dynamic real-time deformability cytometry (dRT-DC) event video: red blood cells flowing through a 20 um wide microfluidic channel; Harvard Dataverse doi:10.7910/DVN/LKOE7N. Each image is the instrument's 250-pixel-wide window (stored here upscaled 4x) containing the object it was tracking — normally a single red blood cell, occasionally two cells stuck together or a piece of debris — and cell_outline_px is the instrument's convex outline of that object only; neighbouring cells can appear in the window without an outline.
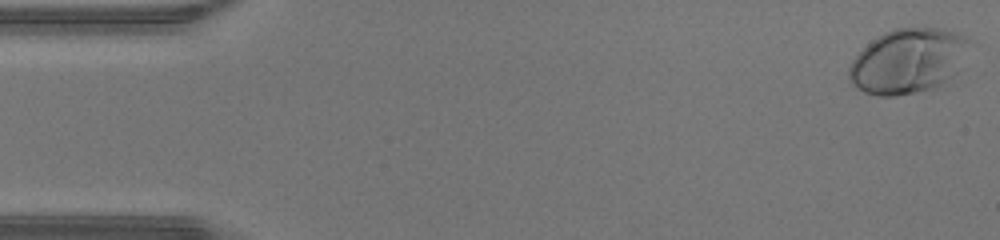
{"species": "human", "species_latin": "Homo sapiens", "temperature_condition": "warm", "stored_images_in_passage": 46, "camera_frame_rate_fps": 3000, "um_per_image_px": 0.085, "donor": {"sex": "male"}, "frame": {"image": 1, "passage_image": 1, "time_ms": 0.0, "image_size_px": [1000, 240], "cell_outline_px": [[972, 40], [956, 72], [948, 84], [936, 88], [896, 96], [876, 96], [864, 92], [856, 88], [852, 84], [848, 76], [848, 68], [852, 60], [872, 40], [884, 32], [896, 28], [940, 28], [964, 36]], "centroid_in_image_um": [77.18, 5.21], "position_along_channel_um": 7.8, "area_um2": 45.6}}
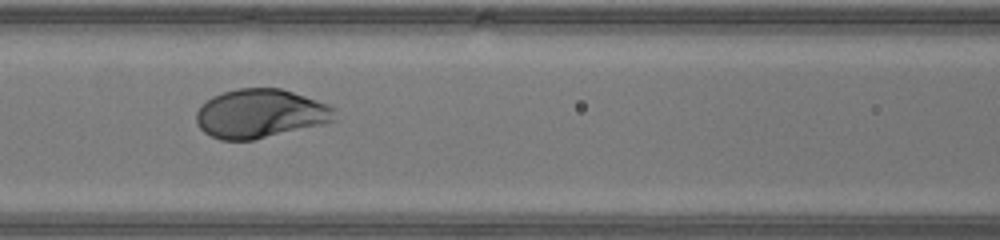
{"frame": {"image": 2, "passage_image": 20, "time_ms": 6.333, "image_size_px": [1000, 240], "cell_outline_px": [[336, 120], [320, 124], [252, 140], [220, 140], [204, 132], [196, 124], [196, 112], [212, 96], [224, 92], [240, 88], [280, 88], [328, 104], [336, 108]], "centroid_in_image_um": [22.12, 9.65], "position_along_channel_um": 144.5, "area_um2": 39.02}}
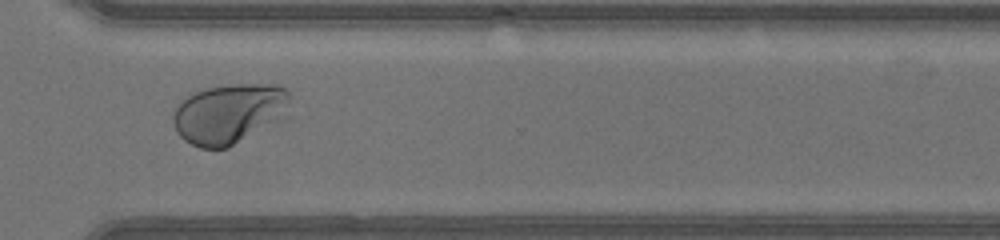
{"frame": {"image": 3, "passage_image": 34, "time_ms": 11.0, "image_size_px": [1000, 240], "cell_outline_px": [[292, 96], [280, 116], [276, 120], [228, 148], [200, 148], [184, 140], [176, 132], [172, 120], [172, 116], [176, 108], [188, 96], [196, 92], [208, 88], [228, 84], [280, 84], [288, 88]], "centroid_in_image_um": [19.44, 9.63], "position_along_channel_um": 351.2, "area_um2": 40.23}, "authors_computed_cell_mechanics": {"area_um2": 40.9802, "velocity_mm_per_s": 4.431, "shape_relaxation_time_tau1_ms": 2.1746, "shape_relaxation_time_tau2_ms": null, "deformation_change_tau1": 0.1823, "deformation_change_tau2": null}}